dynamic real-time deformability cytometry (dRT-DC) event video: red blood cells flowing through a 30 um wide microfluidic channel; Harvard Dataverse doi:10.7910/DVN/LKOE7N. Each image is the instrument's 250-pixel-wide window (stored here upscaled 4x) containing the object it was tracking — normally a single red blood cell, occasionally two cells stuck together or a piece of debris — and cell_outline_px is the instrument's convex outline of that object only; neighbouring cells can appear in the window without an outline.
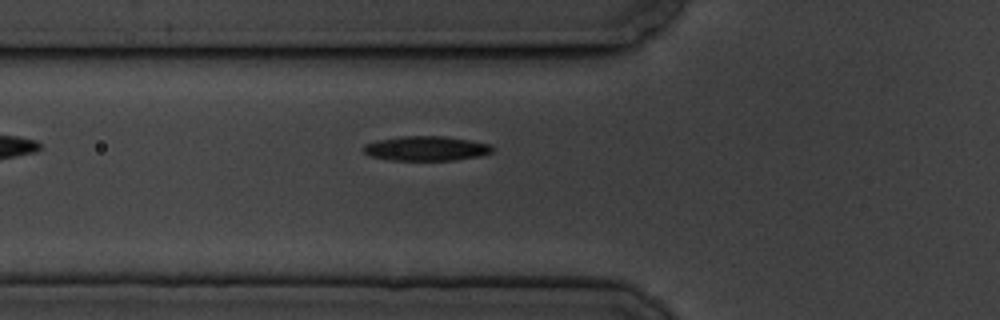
{"species": "common noctule bat (a hibernating species)", "species_latin": "Nyctalus noctula", "temperature_condition": "cold", "stored_images_in_passage": 7, "camera_frame_rate_fps": 3000, "um_per_image_px": 0.085, "animal": {"sex": "male", "body_mass_g": 19.5, "forearm_length_mm": 54.6}, "frame": {"image": 1, "passage_image": 7, "time_ms": 6.667, "image_size_px": [1000, 320], "cell_outline_px": [[496, 148], [492, 152], [480, 156], [456, 160], [392, 160], [368, 156], [360, 148], [364, 144], [376, 140], [400, 136], [444, 136], [492, 144]], "centroid_in_image_um": [36.21, 12.61], "position_along_channel_um": 89.6, "area_um2": 18.79}}